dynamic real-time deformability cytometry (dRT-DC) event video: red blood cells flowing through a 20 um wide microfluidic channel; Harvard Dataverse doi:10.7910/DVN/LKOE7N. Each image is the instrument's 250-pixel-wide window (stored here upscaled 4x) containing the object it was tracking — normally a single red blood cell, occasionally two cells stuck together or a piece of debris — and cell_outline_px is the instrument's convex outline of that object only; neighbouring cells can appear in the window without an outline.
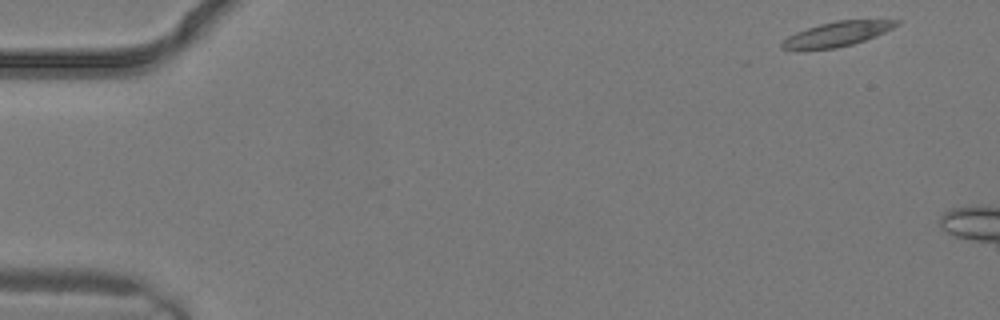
{"species": "common noctule bat (a hibernating species)", "species_latin": "Nyctalus noctula", "temperature_condition": "warm", "stored_images_in_passage": 4, "camera_frame_rate_fps": 3000, "um_per_image_px": 0.085, "animal": {"sex": "male", "body_mass_g": 19.2, "forearm_length_mm": 51.8}, "frame": {"image": 1, "passage_image": 1, "time_ms": 0.0, "image_size_px": [1000, 320], "cell_outline_px": [[900, 24], [876, 36], [852, 44], [836, 48], [780, 48], [780, 44], [788, 36], [796, 32], [820, 24], [836, 20], [900, 20]], "centroid_in_image_um": [71.2, 2.87], "position_along_channel_um": 13.8, "area_um2": 15.95}}